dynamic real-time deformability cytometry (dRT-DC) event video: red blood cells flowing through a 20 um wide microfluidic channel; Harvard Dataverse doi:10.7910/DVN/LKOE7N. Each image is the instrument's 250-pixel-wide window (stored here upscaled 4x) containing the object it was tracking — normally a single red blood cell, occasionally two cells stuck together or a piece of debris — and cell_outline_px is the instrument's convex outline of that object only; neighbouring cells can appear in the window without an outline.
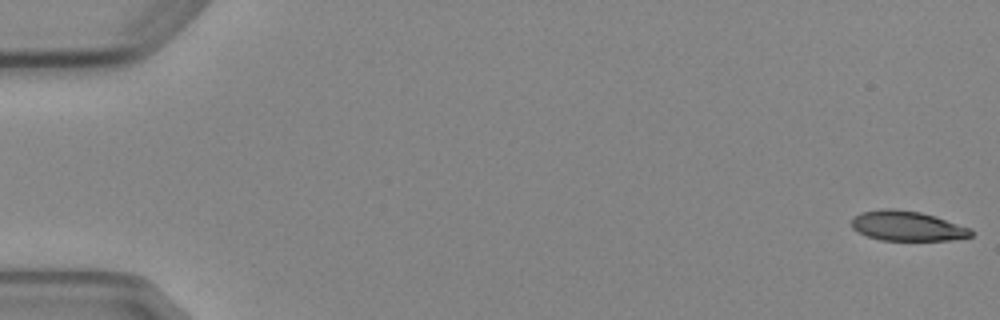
{"species": "Egyptian fruit bat (a non-hibernating species)", "species_latin": "Rousettus aegyptiacus", "temperature_condition": "cold", "stored_images_in_passage": 7, "camera_frame_rate_fps": 3000, "um_per_image_px": 0.085, "animal": {"sex": "female"}, "frame": {"image": 1, "passage_image": 1, "time_ms": 0.0, "image_size_px": [1000, 320], "cell_outline_px": [[972, 236], [952, 240], [880, 240], [868, 236], [852, 228], [852, 220], [860, 212], [884, 208], [892, 208], [920, 212], [972, 228]], "centroid_in_image_um": [77.12, 19.2], "position_along_channel_um": 7.9, "area_um2": 20.63}}
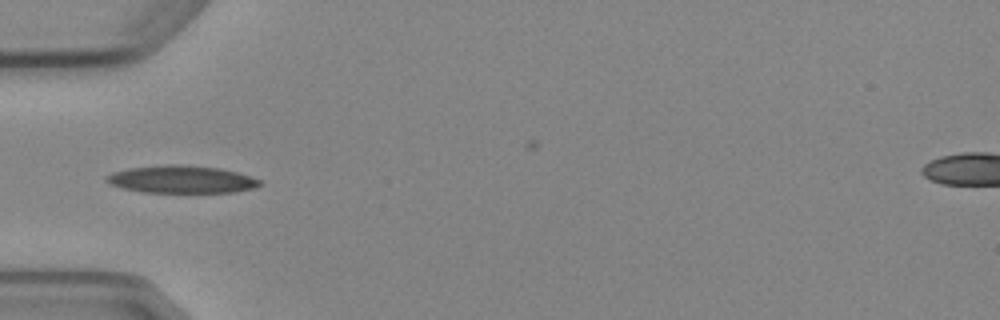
{"frame": {"image": 2, "passage_image": 5, "time_ms": 5.667, "image_size_px": [1000, 320], "cell_outline_px": [[264, 184], [252, 188], [232, 192], [144, 192], [120, 188], [108, 184], [104, 180], [112, 172], [128, 168], [168, 164], [184, 164], [220, 168], [236, 172], [260, 180]], "centroid_in_image_um": [15.38, 15.24], "position_along_channel_um": 69.6, "area_um2": 24.62}}
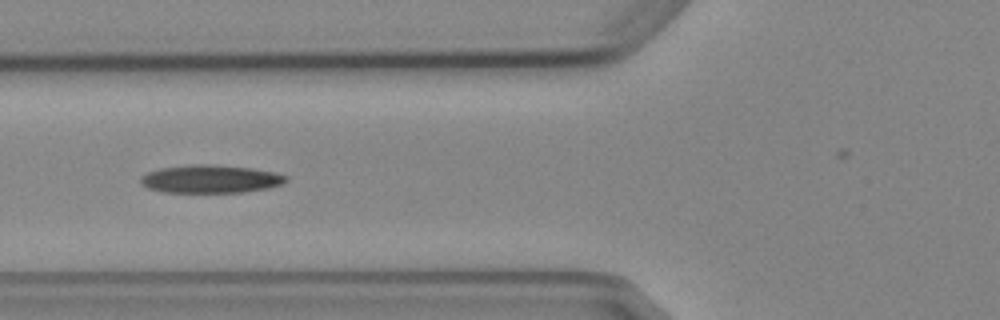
{"frame": {"image": 3, "passage_image": 6, "time_ms": 6.667, "image_size_px": [1000, 320], "cell_outline_px": [[288, 180], [284, 184], [268, 188], [244, 192], [164, 192], [148, 188], [140, 184], [140, 176], [148, 172], [160, 168], [192, 164], [212, 164], [252, 168], [276, 172], [288, 176]], "centroid_in_image_um": [17.92, 15.21], "position_along_channel_um": 107.9, "area_um2": 23.99}}